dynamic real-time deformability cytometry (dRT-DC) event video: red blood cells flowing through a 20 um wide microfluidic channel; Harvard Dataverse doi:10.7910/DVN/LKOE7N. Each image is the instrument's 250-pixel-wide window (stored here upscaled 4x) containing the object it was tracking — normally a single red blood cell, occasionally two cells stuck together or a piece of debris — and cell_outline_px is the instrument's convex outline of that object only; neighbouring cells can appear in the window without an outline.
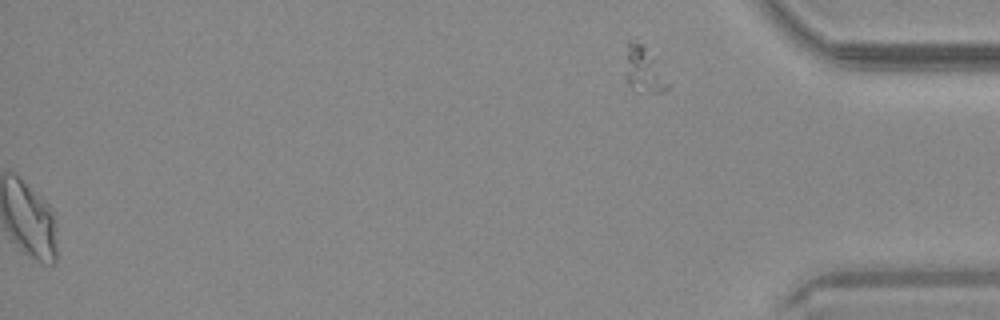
{"species": "common noctule bat (a hibernating species)", "species_latin": "Nyctalus noctula", "temperature_condition": "warm", "stored_images_in_passage": 43, "segment_of_instrument_passage": [2, 2], "camera_frame_rate_fps": 3000, "um_per_image_px": 0.085, "animal": {"sex": "male", "body_mass_g": 20.4}, "frame": {"image": 1, "passage_image": 43, "time_ms": 14.0, "image_size_px": [1000, 320], "cell_outline_px": [[668, 88], [660, 92], [636, 92], [628, 84], [628, 40], [632, 36], [644, 44], [668, 84]], "centroid_in_image_um": [54.7, 5.9], "position_along_channel_um": 380.5, "area_um2": 10.58}}